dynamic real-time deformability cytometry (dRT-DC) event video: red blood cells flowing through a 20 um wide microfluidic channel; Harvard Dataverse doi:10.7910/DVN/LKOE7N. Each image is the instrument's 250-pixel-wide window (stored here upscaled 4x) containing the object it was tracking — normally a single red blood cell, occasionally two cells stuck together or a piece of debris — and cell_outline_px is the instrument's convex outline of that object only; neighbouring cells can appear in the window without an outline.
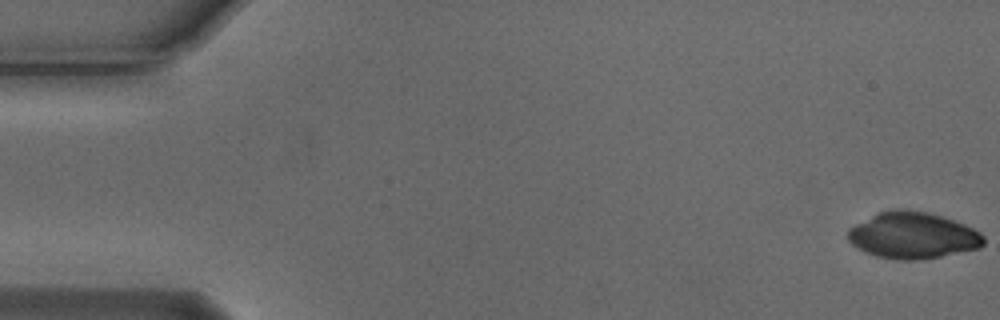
{"species": "Egyptian fruit bat (a non-hibernating species)", "species_latin": "Rousettus aegyptiacus", "temperature_condition": "cold", "stored_images_in_passage": 55, "camera_frame_rate_fps": 3000, "um_per_image_px": 0.085, "animal": {"sex": "male"}, "frame": {"image": 1, "passage_image": 1, "time_ms": 0.0, "image_size_px": [1000, 320], "cell_outline_px": [[984, 244], [980, 248], [940, 256], [916, 260], [896, 260], [876, 256], [864, 252], [852, 244], [848, 240], [848, 228], [880, 212], [924, 212], [940, 216], [964, 224], [980, 232], [984, 236]], "centroid_in_image_um": [77.6, 20.06], "position_along_channel_um": 7.4, "area_um2": 35.78}}